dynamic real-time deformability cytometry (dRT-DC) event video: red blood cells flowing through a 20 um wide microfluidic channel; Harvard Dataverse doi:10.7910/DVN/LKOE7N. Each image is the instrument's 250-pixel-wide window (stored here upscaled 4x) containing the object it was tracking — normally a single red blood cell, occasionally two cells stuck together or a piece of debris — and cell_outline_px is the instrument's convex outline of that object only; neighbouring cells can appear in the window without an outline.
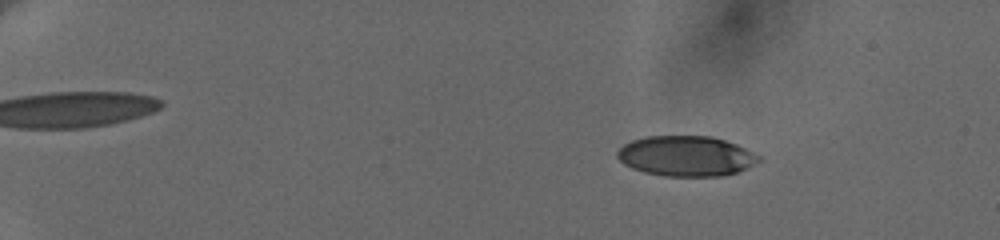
{"species": "human", "species_latin": "Homo sapiens", "temperature_condition": "cold", "stored_images_in_passage": 16, "camera_frame_rate_fps": 3000, "um_per_image_px": 0.085, "donor": {"sex": "female"}, "frame": {"image": 1, "passage_image": 5, "time_ms": 2.667, "image_size_px": [1000, 240], "cell_outline_px": [[760, 160], [736, 172], [724, 176], [664, 176], [644, 172], [632, 168], [624, 164], [616, 156], [616, 152], [624, 144], [632, 140], [644, 136], [712, 136], [736, 144], [760, 156]], "centroid_in_image_um": [58.27, 13.26], "position_along_channel_um": 26.7, "area_um2": 33.06}}
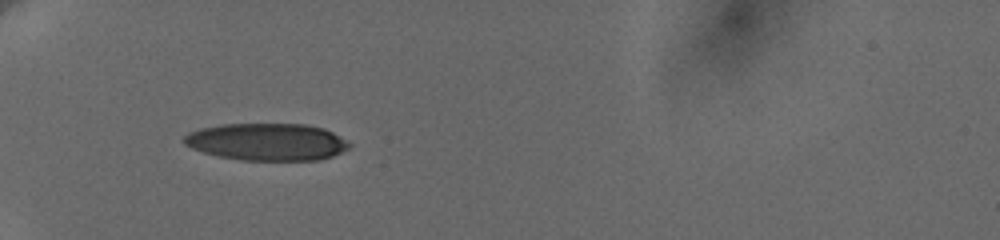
{"frame": {"image": 2, "passage_image": 13, "time_ms": 6.667, "image_size_px": [1000, 240], "cell_outline_px": [[352, 144], [348, 148], [332, 156], [320, 160], [240, 160], [220, 156], [204, 152], [192, 148], [184, 144], [184, 136], [188, 132], [200, 128], [220, 124], [304, 124], [324, 128], [348, 140]], "centroid_in_image_um": [22.7, 12.05], "position_along_channel_um": 62.3, "area_um2": 35.89}}
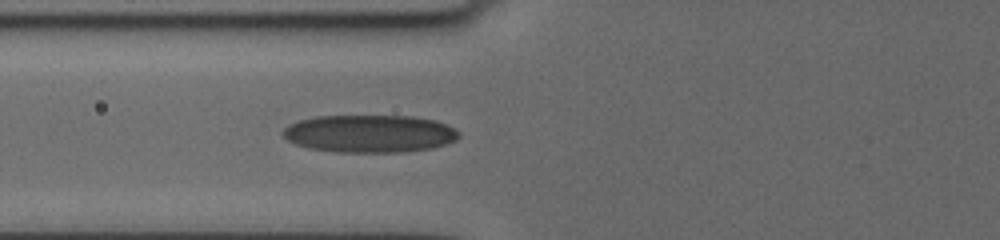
{"frame": {"image": 3, "passage_image": 16, "time_ms": 8.0, "image_size_px": [1000, 240], "cell_outline_px": [[460, 136], [456, 140], [432, 148], [400, 152], [340, 152], [308, 148], [296, 144], [288, 140], [280, 132], [288, 124], [300, 120], [316, 116], [412, 116], [436, 120], [448, 124], [460, 132]], "centroid_in_image_um": [31.42, 11.35], "position_along_channel_um": 94.4, "area_um2": 38.73}}